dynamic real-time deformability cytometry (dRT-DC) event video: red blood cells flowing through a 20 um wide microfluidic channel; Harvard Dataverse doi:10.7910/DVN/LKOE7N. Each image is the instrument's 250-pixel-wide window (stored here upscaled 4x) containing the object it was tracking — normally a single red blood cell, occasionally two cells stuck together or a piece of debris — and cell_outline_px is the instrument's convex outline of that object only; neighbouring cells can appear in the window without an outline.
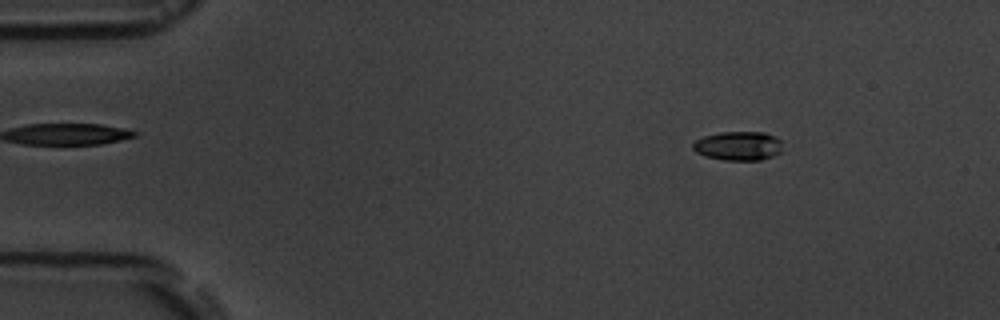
{"species": "common noctule bat (a hibernating species)", "species_latin": "Nyctalus noctula", "temperature_condition": "room temperature", "stored_images_in_passage": 8, "camera_frame_rate_fps": 3000, "um_per_image_px": 0.085, "animal": {"sex": "male", "body_mass_g": 19.5, "forearm_length_mm": 54.6}, "frame": {"image": 1, "passage_image": 2, "time_ms": 1.0, "image_size_px": [1000, 320], "cell_outline_px": [[780, 152], [772, 156], [760, 160], [724, 160], [704, 156], [696, 152], [692, 148], [692, 144], [696, 140], [704, 136], [720, 132], [764, 132], [776, 136], [780, 140]], "centroid_in_image_um": [62.73, 12.4], "position_along_channel_um": 22.3, "area_um2": 15.14}}
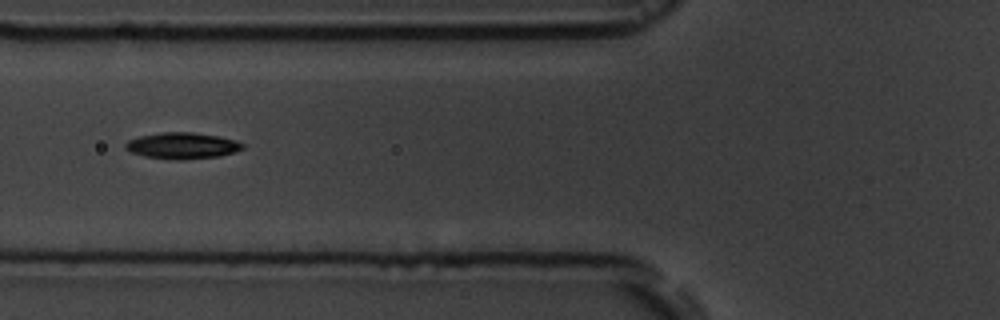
{"frame": {"image": 2, "passage_image": 6, "time_ms": 5.667, "image_size_px": [1000, 320], "cell_outline_px": [[244, 148], [236, 152], [220, 156], [180, 160], [144, 156], [132, 152], [124, 148], [124, 144], [128, 140], [140, 136], [160, 132], [192, 132], [220, 136], [236, 140], [244, 144]], "centroid_in_image_um": [15.52, 12.37], "position_along_channel_um": 110.3, "area_um2": 18.03}}
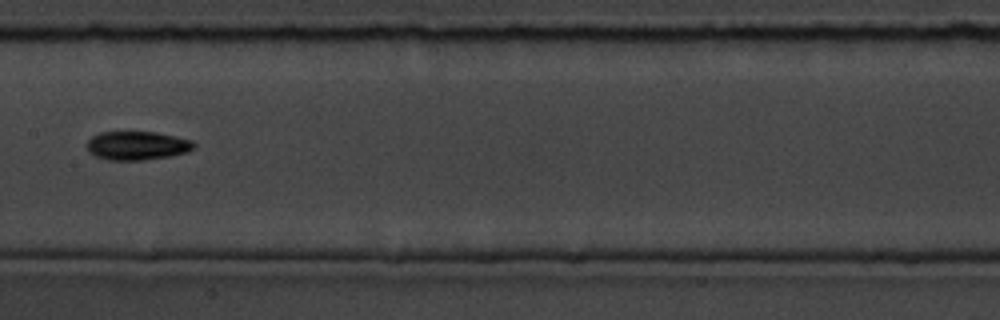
{"frame": {"image": 3, "passage_image": 8, "time_ms": 8.0, "image_size_px": [1000, 320], "cell_outline_px": [[196, 148], [188, 152], [168, 156], [144, 160], [108, 160], [96, 156], [88, 152], [88, 140], [92, 136], [100, 132], [156, 132], [176, 136], [192, 140], [196, 144]], "centroid_in_image_um": [11.69, 12.37], "position_along_channel_um": 195.7, "area_um2": 17.98}}